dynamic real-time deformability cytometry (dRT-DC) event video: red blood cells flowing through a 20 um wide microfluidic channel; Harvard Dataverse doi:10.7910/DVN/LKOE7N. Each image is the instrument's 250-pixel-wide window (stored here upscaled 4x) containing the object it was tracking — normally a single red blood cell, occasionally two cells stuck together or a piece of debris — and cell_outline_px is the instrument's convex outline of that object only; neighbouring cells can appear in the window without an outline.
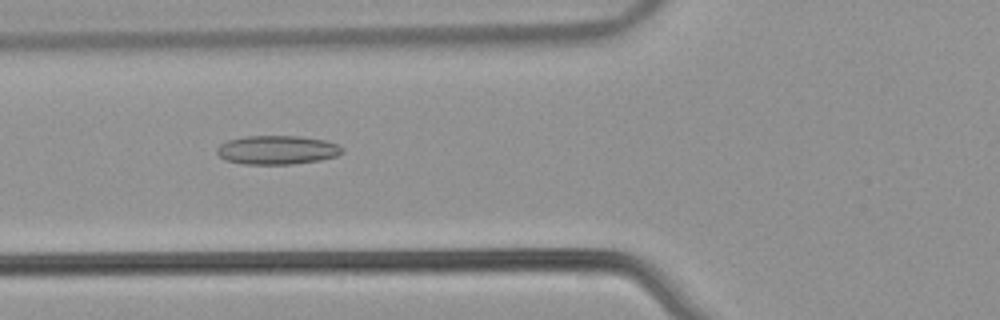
{"species": "common noctule bat (a hibernating species)", "species_latin": "Nyctalus noctula", "temperature_condition": "warm", "stored_images_in_passage": 45, "camera_frame_rate_fps": 3000, "um_per_image_px": 0.085, "animal": {"sex": "male", "body_mass_g": 21.5, "forearm_length_mm": 52.0}, "frame": {"image": 1, "passage_image": 13, "time_ms": 4.0, "image_size_px": [1000, 320], "cell_outline_px": [[344, 152], [336, 156], [320, 160], [292, 164], [244, 164], [224, 160], [216, 152], [216, 148], [220, 144], [228, 140], [244, 136], [300, 136], [324, 140], [340, 144], [344, 148]], "centroid_in_image_um": [23.57, 12.74], "position_along_channel_um": 102.2, "area_um2": 21.27}}
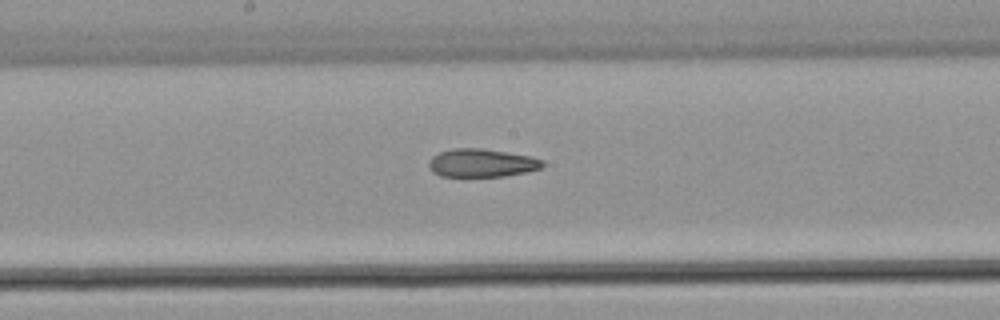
{"frame": {"image": 2, "passage_image": 21, "time_ms": 6.667, "image_size_px": [1000, 320], "cell_outline_px": [[544, 164], [540, 168], [528, 172], [504, 176], [440, 176], [432, 172], [428, 168], [428, 160], [432, 156], [440, 152], [452, 148], [480, 148], [532, 156], [544, 160]], "centroid_in_image_um": [40.93, 13.85], "position_along_channel_um": 207.3, "area_um2": 18.84}}
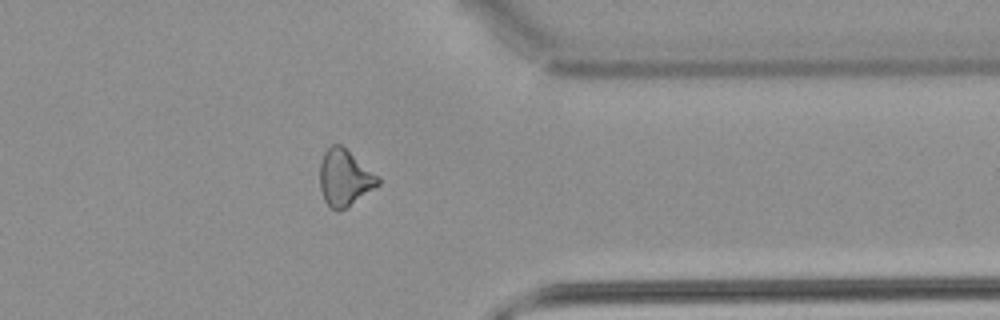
{"frame": {"image": 3, "passage_image": 35, "time_ms": 11.333, "image_size_px": [1000, 320], "cell_outline_px": [[380, 184], [340, 212], [336, 212], [324, 200], [320, 188], [320, 164], [324, 152], [332, 144], [340, 144], [380, 176]], "centroid_in_image_um": [29.3, 15.12], "position_along_channel_um": 382.1, "area_um2": 19.13}, "authors_computed_cell_mechanics": {"area_um2": 19.5364, "velocity_mm_per_s": 3.9337, "shape_relaxation_time_tau1_ms": null, "shape_relaxation_time_tau2_ms": 6.4443, "deformation_change_tau1": null, "deformation_change_tau2": 0.1604}}